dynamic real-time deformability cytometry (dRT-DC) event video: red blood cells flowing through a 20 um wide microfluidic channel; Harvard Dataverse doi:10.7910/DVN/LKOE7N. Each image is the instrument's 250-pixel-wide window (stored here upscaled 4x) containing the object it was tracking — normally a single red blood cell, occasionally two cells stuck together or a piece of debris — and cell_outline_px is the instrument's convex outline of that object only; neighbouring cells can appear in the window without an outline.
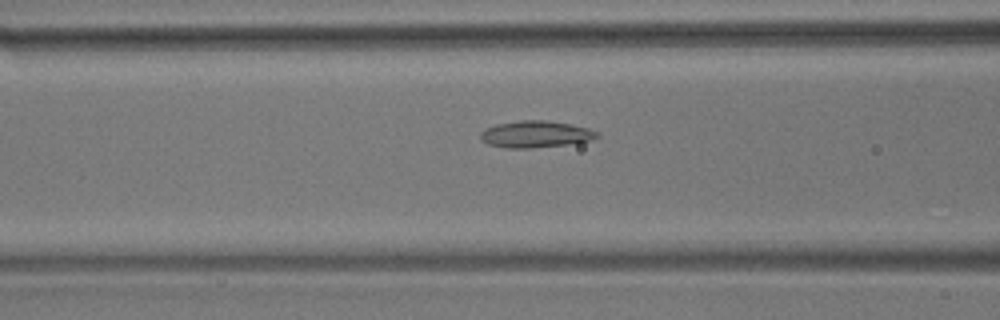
{"species": "common noctule bat (a hibernating species)", "species_latin": "Nyctalus noctula", "temperature_condition": "room temperature", "stored_images_in_passage": 39, "camera_frame_rate_fps": 3000, "um_per_image_px": 0.085, "animal": {"sex": "male", "body_mass_g": 17.9}, "frame": {"image": 1, "passage_image": 5, "time_ms": 1.333, "image_size_px": [1000, 320], "cell_outline_px": [[600, 136], [592, 140], [568, 144], [532, 148], [504, 148], [488, 144], [480, 140], [480, 132], [484, 128], [496, 124], [520, 120], [548, 120], [588, 128], [600, 132]], "centroid_in_image_um": [45.51, 11.41], "position_along_channel_um": 121.1, "area_um2": 18.38}}
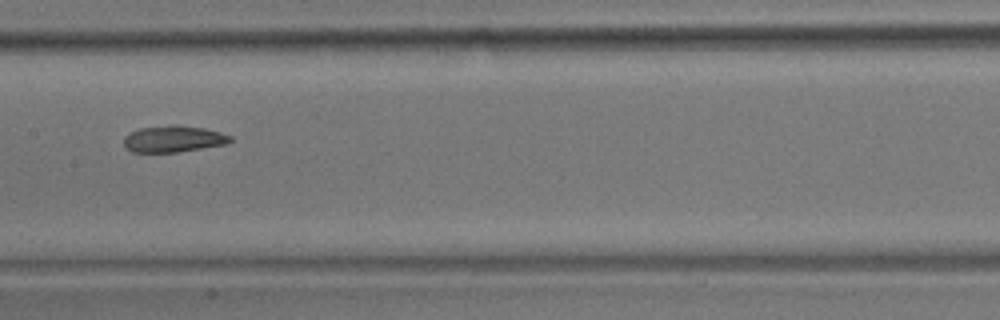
{"frame": {"image": 2, "passage_image": 11, "time_ms": 3.333, "image_size_px": [1000, 320], "cell_outline_px": [[232, 140], [228, 144], [176, 152], [132, 152], [124, 148], [124, 136], [140, 128], [204, 128], [220, 132], [232, 136]], "centroid_in_image_um": [14.75, 11.87], "position_along_channel_um": 192.6, "area_um2": 15.61}}
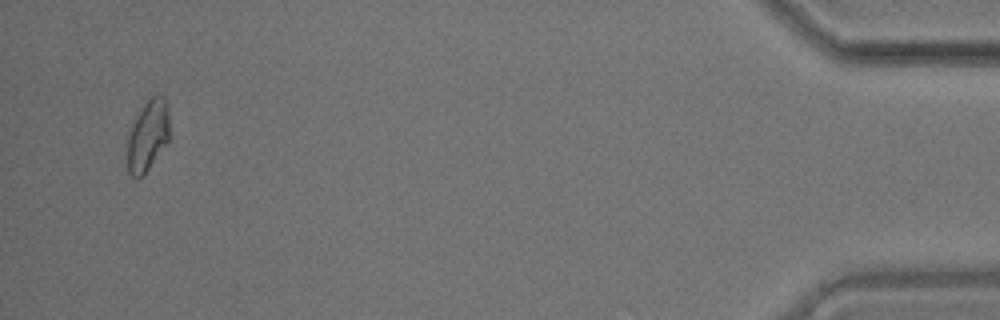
{"frame": {"image": 3, "passage_image": 37, "time_ms": 12.0, "image_size_px": [1000, 320], "cell_outline_px": [[168, 140], [144, 176], [136, 180], [128, 172], [124, 140], [136, 116], [144, 104], [156, 92], [164, 96], [168, 108]], "centroid_in_image_um": [12.49, 11.56], "position_along_channel_um": 422.7, "area_um2": 18.03}}